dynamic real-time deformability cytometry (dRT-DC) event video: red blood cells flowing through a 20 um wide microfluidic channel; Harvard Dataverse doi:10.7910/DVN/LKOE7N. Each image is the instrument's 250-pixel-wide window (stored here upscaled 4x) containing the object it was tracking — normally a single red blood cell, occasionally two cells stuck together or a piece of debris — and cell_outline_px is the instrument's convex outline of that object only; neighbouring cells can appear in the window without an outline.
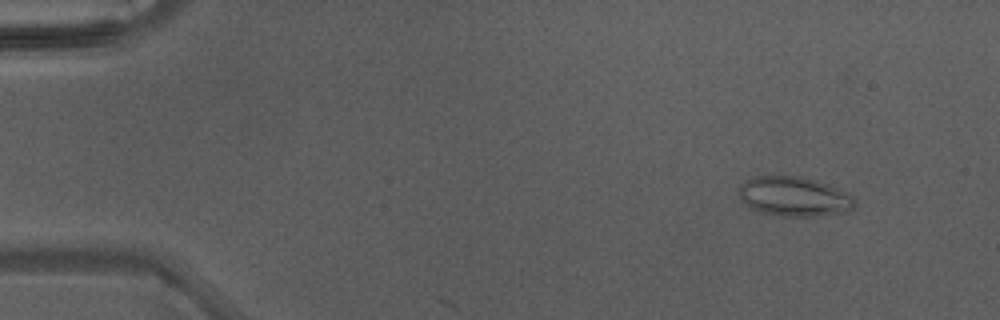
{"species": "Egyptian fruit bat (a non-hibernating species)", "species_latin": "Rousettus aegyptiacus", "temperature_condition": "warm", "stored_images_in_passage": 4, "camera_frame_rate_fps": 3000, "um_per_image_px": 0.085, "animal": {"sex": "male"}, "frame": {"image": 1, "passage_image": 2, "time_ms": 0.333, "image_size_px": [1000, 320], "cell_outline_px": [[856, 204], [848, 212], [816, 216], [780, 216], [760, 212], [752, 208], [740, 196], [740, 184], [756, 176], [796, 176], [816, 180], [828, 184], [848, 192], [856, 200]], "centroid_in_image_um": [67.57, 16.71], "position_along_channel_um": 17.4, "area_um2": 26.59}}